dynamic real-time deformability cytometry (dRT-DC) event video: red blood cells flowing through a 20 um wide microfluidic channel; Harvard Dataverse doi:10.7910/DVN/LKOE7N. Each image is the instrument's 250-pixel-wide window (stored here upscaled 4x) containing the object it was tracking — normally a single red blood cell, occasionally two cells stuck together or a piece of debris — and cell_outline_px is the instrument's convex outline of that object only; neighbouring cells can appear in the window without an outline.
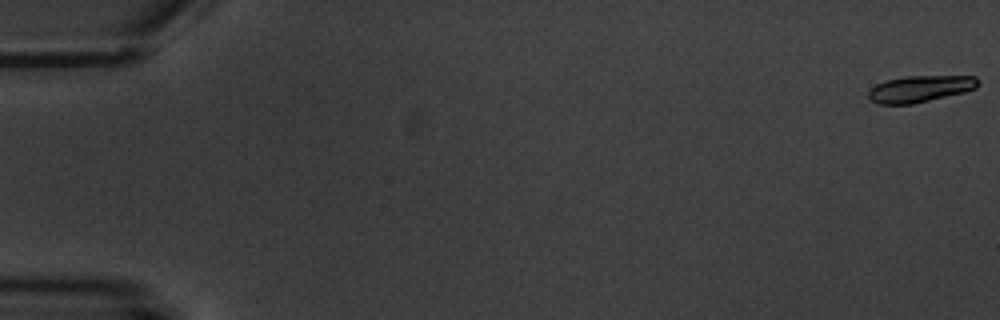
{"species": "common noctule bat (a hibernating species)", "species_latin": "Nyctalus noctula", "temperature_condition": "warm", "stored_images_in_passage": 5, "camera_frame_rate_fps": 3000, "um_per_image_px": 0.085, "animal": {"sex": "male", "body_mass_g": 20.1, "forearm_length_mm": 53.5}, "frame": {"image": 1, "passage_image": 1, "time_ms": 0.0, "image_size_px": [1000, 320], "cell_outline_px": [[980, 84], [976, 88], [964, 92], [912, 104], [880, 104], [872, 100], [868, 96], [868, 92], [876, 84], [884, 80], [904, 76], [976, 76], [980, 80]], "centroid_in_image_um": [78.23, 7.53], "position_along_channel_um": 6.8, "area_um2": 16.99}}